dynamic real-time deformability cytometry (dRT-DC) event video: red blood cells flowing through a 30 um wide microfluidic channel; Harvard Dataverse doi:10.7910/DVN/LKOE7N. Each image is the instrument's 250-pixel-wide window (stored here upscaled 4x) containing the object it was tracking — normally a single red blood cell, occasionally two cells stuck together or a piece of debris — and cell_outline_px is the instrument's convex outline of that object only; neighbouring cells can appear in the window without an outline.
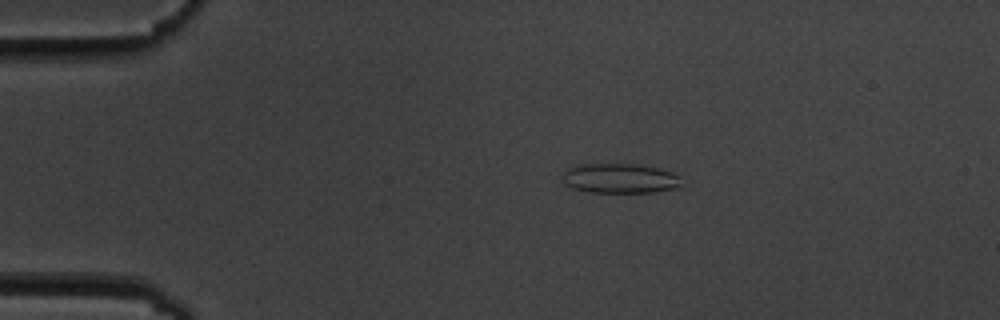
{"species": "common noctule bat (a hibernating species)", "species_latin": "Nyctalus noctula", "temperature_condition": "cold", "stored_images_in_passage": 5, "segment_of_instrument_passage": [1, 2], "camera_frame_rate_fps": 3000, "um_per_image_px": 0.085, "animal": {"sex": "male", "body_mass_g": 19.5, "forearm_length_mm": 54.6}, "frame": {"image": 1, "passage_image": 3, "time_ms": 2.333, "image_size_px": [1000, 320], "cell_outline_px": [[680, 184], [676, 188], [656, 192], [588, 192], [572, 188], [564, 184], [560, 176], [568, 168], [576, 164], [640, 164], [660, 168], [672, 172], [680, 176]], "centroid_in_image_um": [52.66, 15.15], "position_along_channel_um": 32.3, "area_um2": 20.92}}